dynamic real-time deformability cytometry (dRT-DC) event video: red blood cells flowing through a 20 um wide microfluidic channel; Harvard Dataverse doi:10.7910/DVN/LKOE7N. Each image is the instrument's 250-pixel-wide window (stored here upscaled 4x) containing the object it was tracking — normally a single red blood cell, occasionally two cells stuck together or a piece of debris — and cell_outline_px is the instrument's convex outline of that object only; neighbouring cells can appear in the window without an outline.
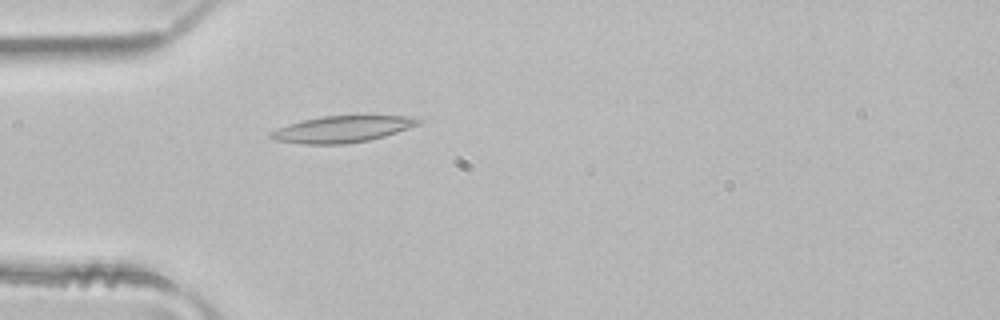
{"species": "common noctule bat (a hibernating species)", "species_latin": "Nyctalus noctula", "temperature_condition": "room temperature", "stored_images_in_passage": 5, "camera_frame_rate_fps": 3000, "um_per_image_px": 0.085, "animal": {"sex": "male", "body_mass_g": 21.5, "forearm_length_mm": 52.0}, "frame": {"image": 1, "passage_image": 5, "time_ms": 1.333, "image_size_px": [1000, 320], "cell_outline_px": [[428, 120], [420, 124], [384, 136], [368, 140], [344, 144], [300, 144], [272, 140], [268, 136], [268, 132], [288, 124], [304, 120], [324, 116], [364, 112], [424, 116]], "centroid_in_image_um": [29.28, 10.9], "position_along_channel_um": 55.7, "area_um2": 24.51}}